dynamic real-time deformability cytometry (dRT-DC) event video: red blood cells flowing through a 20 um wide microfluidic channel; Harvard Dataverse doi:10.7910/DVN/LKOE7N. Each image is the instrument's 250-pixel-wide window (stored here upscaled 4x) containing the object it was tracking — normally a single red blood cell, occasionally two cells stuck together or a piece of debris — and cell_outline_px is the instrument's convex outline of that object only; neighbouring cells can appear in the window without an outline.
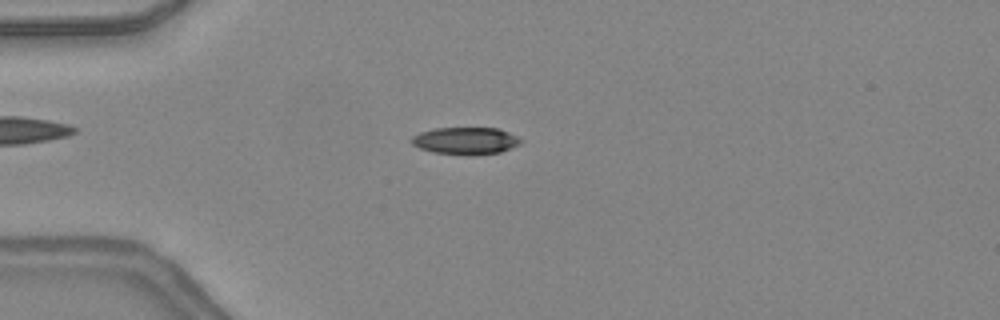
{"species": "common noctule bat (a hibernating species)", "species_latin": "Nyctalus noctula", "temperature_condition": "warm", "stored_images_in_passage": 46, "camera_frame_rate_fps": 3000, "um_per_image_px": 0.085, "animal": {"sex": "female", "body_mass_g": 24.6, "forearm_length_mm": 56.2}, "frame": {"image": 1, "passage_image": 12, "time_ms": 3.667, "image_size_px": [1000, 320], "cell_outline_px": [[524, 140], [520, 144], [500, 152], [472, 156], [468, 156], [432, 152], [420, 148], [412, 144], [412, 136], [420, 132], [436, 128], [496, 128], [508, 132]], "centroid_in_image_um": [39.58, 11.98], "position_along_channel_um": 45.4, "area_um2": 17.4}}
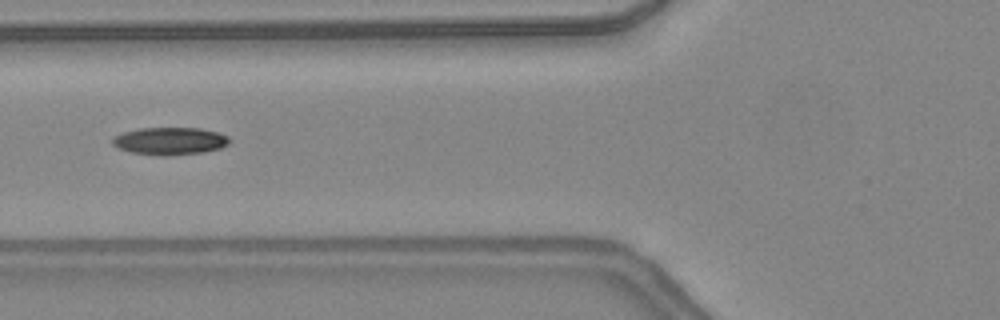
{"frame": {"image": 2, "passage_image": 18, "time_ms": 5.667, "image_size_px": [1000, 320], "cell_outline_px": [[232, 140], [228, 144], [220, 148], [204, 152], [164, 156], [132, 152], [120, 148], [112, 144], [112, 140], [116, 136], [124, 132], [140, 128], [200, 128], [216, 132], [228, 136]], "centroid_in_image_um": [14.48, 11.98], "position_along_channel_um": 111.3, "area_um2": 18.55}}
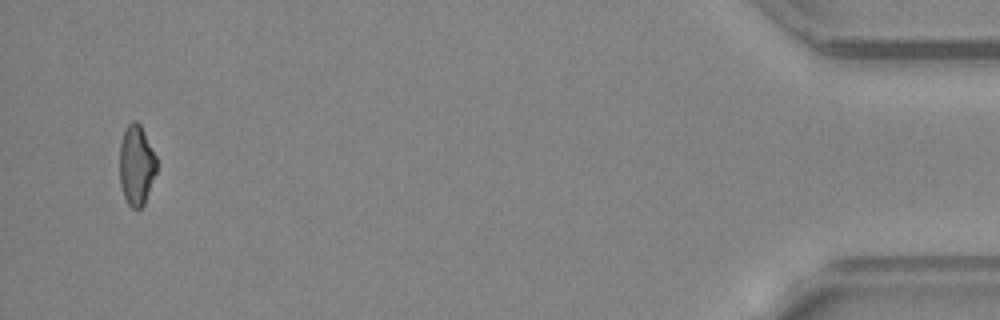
{"frame": {"image": 3, "passage_image": 45, "time_ms": 14.667, "image_size_px": [1000, 320], "cell_outline_px": [[156, 172], [144, 204], [140, 208], [132, 208], [128, 204], [124, 196], [120, 184], [120, 140], [124, 128], [132, 120], [136, 120], [140, 124], [156, 156]], "centroid_in_image_um": [11.58, 14.0], "position_along_channel_um": 423.6, "area_um2": 17.28}, "authors_computed_cell_mechanics": {"area_um2": 17.7735, "velocity_mm_per_s": 4.4016, "shape_relaxation_time_tau1_ms": 7.3929, "shape_relaxation_time_tau2_ms": null, "deformation_change_tau1": 0.2023, "deformation_change_tau2": null}}